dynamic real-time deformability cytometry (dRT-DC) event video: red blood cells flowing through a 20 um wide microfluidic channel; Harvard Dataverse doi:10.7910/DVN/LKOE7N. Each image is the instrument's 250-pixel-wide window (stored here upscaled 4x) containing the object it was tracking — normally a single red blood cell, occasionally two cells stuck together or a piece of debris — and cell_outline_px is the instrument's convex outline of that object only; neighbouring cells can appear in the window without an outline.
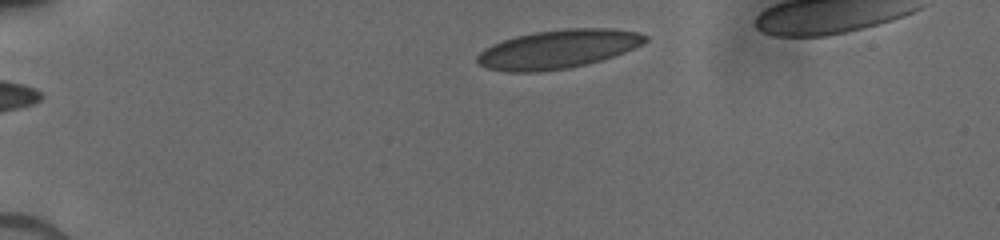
{"species": "human", "species_latin": "Homo sapiens", "temperature_condition": "cold", "stored_images_in_passage": 43, "camera_frame_rate_fps": 3000, "um_per_image_px": 0.085, "donor": {"sex": "male"}, "frame": {"image": 1, "passage_image": 1, "time_ms": 0.0, "image_size_px": [1000, 240], "cell_outline_px": [[648, 40], [624, 52], [600, 60], [568, 68], [536, 72], [508, 72], [488, 68], [480, 64], [476, 60], [476, 56], [484, 48], [492, 44], [516, 36], [536, 32], [564, 28], [604, 28], [640, 32], [648, 36]], "centroid_in_image_um": [47.4, 4.17], "position_along_channel_um": 37.6, "area_um2": 37.51}}
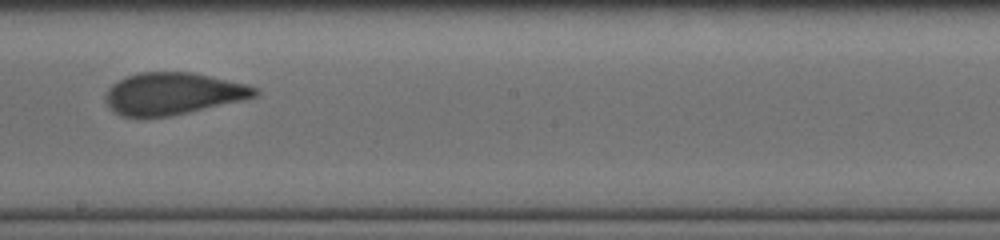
{"frame": {"image": 2, "passage_image": 19, "time_ms": 6.333, "image_size_px": [1000, 240], "cell_outline_px": [[260, 92], [256, 96], [240, 100], [172, 116], [144, 120], [120, 116], [108, 104], [108, 88], [112, 84], [128, 76], [140, 72], [192, 72], [248, 84], [256, 88]], "centroid_in_image_um": [14.69, 7.98], "position_along_channel_um": 233.5, "area_um2": 36.65}}
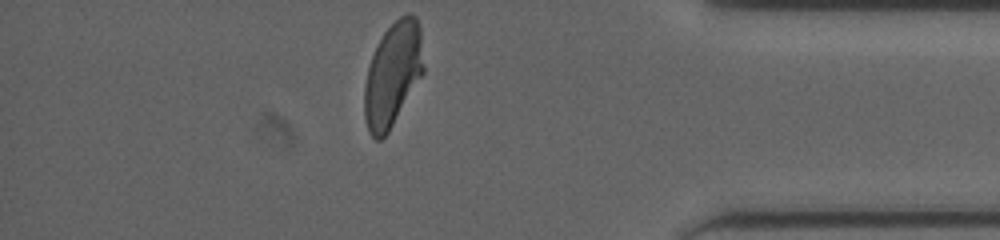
{"frame": {"image": 3, "passage_image": 42, "time_ms": 11.0, "image_size_px": [1000, 240], "cell_outline_px": [[424, 72], [388, 132], [380, 140], [376, 140], [368, 132], [364, 120], [364, 88], [368, 68], [372, 56], [384, 32], [400, 16], [408, 12], [416, 16], [420, 28], [424, 68]], "centroid_in_image_um": [33.38, 6.33], "position_along_channel_um": 401.8, "area_um2": 35.66}}